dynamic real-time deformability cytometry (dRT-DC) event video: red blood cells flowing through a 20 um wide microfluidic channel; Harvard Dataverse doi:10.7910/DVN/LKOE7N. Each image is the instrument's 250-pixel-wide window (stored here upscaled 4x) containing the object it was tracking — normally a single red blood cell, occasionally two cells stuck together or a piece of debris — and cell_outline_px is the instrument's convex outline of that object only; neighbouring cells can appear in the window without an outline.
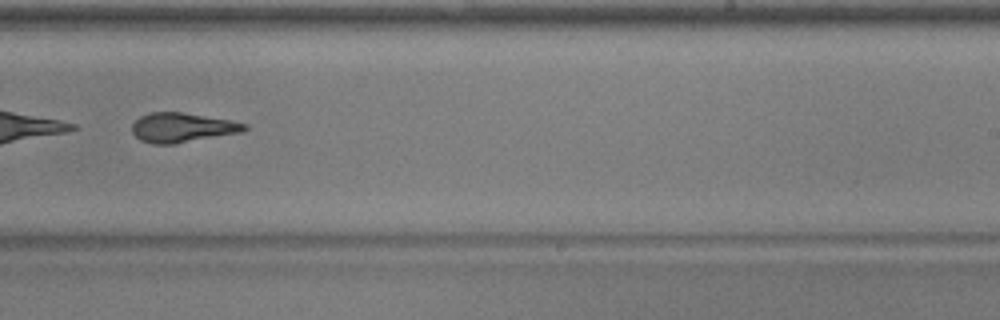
{"species": "common noctule bat (a hibernating species)", "species_latin": "Nyctalus noctula", "temperature_condition": "warm", "stored_images_in_passage": 28, "camera_frame_rate_fps": 3000, "um_per_image_px": 0.085, "animal": {"sex": "male", "body_mass_g": 17.9, "forearm_length_mm": 54.2}, "frame": {"image": 1, "passage_image": 20, "time_ms": 6.333, "image_size_px": [1000, 320], "cell_outline_px": [[248, 128], [244, 132], [172, 144], [152, 144], [140, 140], [132, 132], [132, 124], [140, 116], [152, 112], [180, 112], [228, 120], [248, 124]], "centroid_in_image_um": [15.48, 10.85], "position_along_channel_um": 273.5, "area_um2": 19.19}}
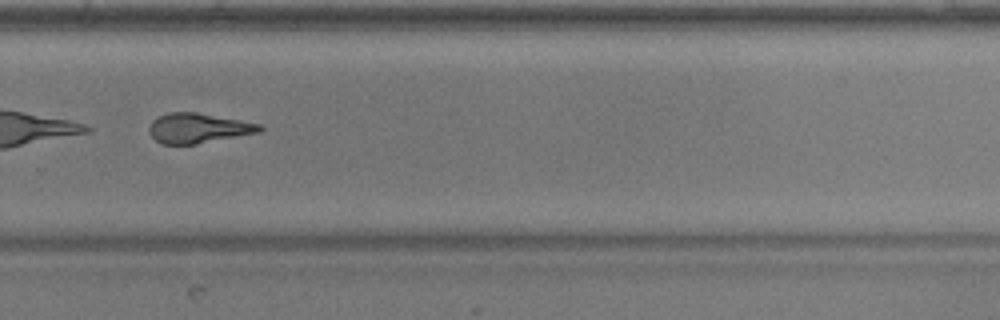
{"frame": {"image": 2, "passage_image": 23, "time_ms": 7.333, "image_size_px": [1000, 320], "cell_outline_px": [[264, 128], [260, 132], [196, 144], [160, 144], [148, 132], [148, 128], [152, 120], [168, 112], [196, 112], [240, 120], [260, 124]], "centroid_in_image_um": [16.82, 10.89], "position_along_channel_um": 313.0, "area_um2": 19.19}, "authors_computed_cell_mechanics": {"area_um2": 19.2763, "velocity_mm_per_s": 3.9571, "shape_relaxation_time_tau1_ms": 6.4378, "shape_relaxation_time_tau2_ms": 4.0087, "deformation_change_tau1": 0.2427, "deformation_change_tau2": 0.1095}}